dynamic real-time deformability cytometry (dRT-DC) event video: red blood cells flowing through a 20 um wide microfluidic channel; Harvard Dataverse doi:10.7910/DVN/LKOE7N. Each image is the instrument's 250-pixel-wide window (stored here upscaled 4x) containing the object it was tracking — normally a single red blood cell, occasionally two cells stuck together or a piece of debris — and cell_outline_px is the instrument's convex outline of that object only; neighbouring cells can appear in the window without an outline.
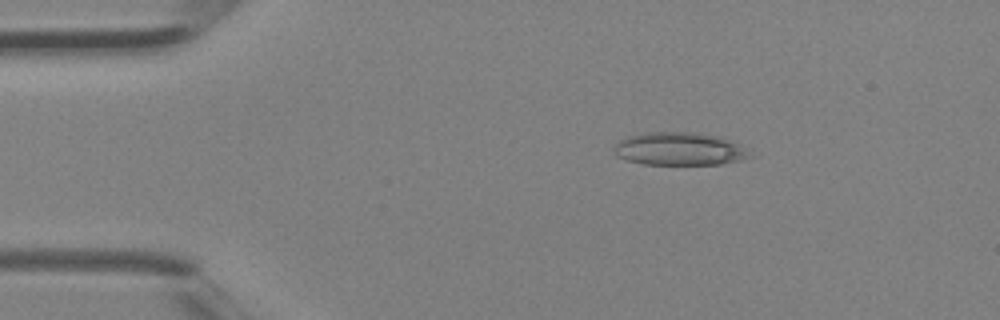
{"species": "Egyptian fruit bat (a non-hibernating species)", "species_latin": "Rousettus aegyptiacus", "temperature_condition": "room temperature", "stored_images_in_passage": 3, "camera_frame_rate_fps": 3000, "um_per_image_px": 0.085, "animal": {"sex": "female"}, "frame": {"image": 1, "passage_image": 2, "time_ms": 0.333, "image_size_px": [1000, 320], "cell_outline_px": [[756, 156], [740, 160], [720, 164], [644, 164], [628, 160], [616, 156], [612, 152], [612, 148], [624, 136], [644, 132], [696, 132], [724, 136]], "centroid_in_image_um": [57.73, 12.64], "position_along_channel_um": 27.3, "area_um2": 26.47}}